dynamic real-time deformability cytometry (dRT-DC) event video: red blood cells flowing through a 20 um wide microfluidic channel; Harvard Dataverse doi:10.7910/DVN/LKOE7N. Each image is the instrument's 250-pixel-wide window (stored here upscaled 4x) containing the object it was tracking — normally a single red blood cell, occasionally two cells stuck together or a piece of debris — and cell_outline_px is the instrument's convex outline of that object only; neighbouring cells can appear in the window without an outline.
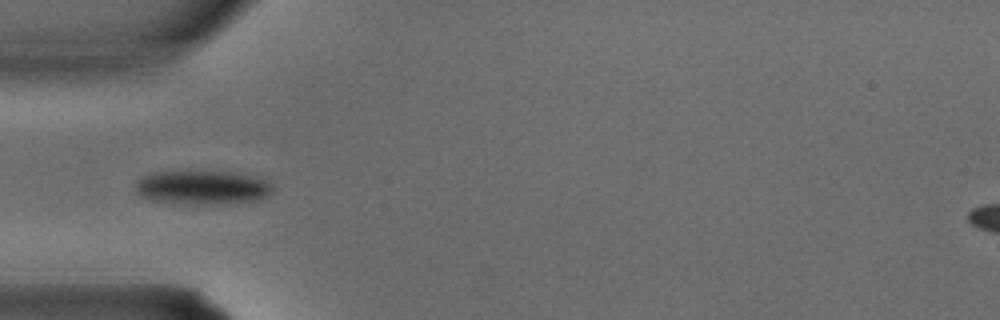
{"species": "common noctule bat (a hibernating species)", "species_latin": "Nyctalus noctula", "temperature_condition": "warm", "stored_images_in_passage": 12, "camera_frame_rate_fps": 3000, "um_per_image_px": 0.085, "animal": {"sex": "male", "body_mass_g": 15.6}, "frame": {"image": 1, "passage_image": 1, "time_ms": 0.0, "image_size_px": [1000, 320], "cell_outline_px": [[272, 192], [256, 200], [228, 204], [184, 204], [148, 200], [140, 196], [136, 192], [136, 180], [152, 172], [232, 172], [264, 180], [272, 184]], "centroid_in_image_um": [17.14, 15.96], "position_along_channel_um": 67.9, "area_um2": 26.99}}
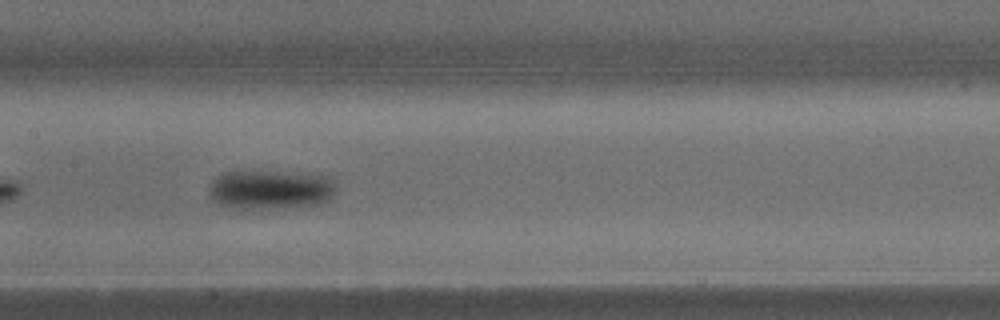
{"frame": {"image": 2, "passage_image": 7, "time_ms": 2.0, "image_size_px": [1000, 320], "cell_outline_px": [[332, 196], [328, 200], [316, 204], [284, 208], [240, 212], [224, 208], [208, 192], [212, 180], [220, 172], [276, 172], [320, 176], [328, 180], [332, 184]], "centroid_in_image_um": [22.81, 16.19], "position_along_channel_um": 184.6, "area_um2": 29.02}}
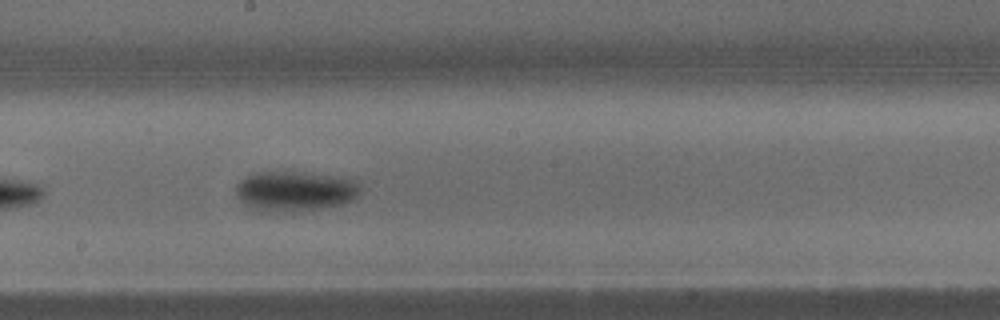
{"frame": {"image": 3, "passage_image": 9, "time_ms": 2.667, "image_size_px": [1000, 320], "cell_outline_px": [[360, 196], [344, 204], [328, 208], [276, 212], [252, 208], [240, 200], [236, 196], [236, 184], [240, 180], [256, 172], [296, 172], [332, 176], [348, 180], [356, 184], [360, 192]], "centroid_in_image_um": [25.04, 16.26], "position_along_channel_um": 223.2, "area_um2": 28.55}}